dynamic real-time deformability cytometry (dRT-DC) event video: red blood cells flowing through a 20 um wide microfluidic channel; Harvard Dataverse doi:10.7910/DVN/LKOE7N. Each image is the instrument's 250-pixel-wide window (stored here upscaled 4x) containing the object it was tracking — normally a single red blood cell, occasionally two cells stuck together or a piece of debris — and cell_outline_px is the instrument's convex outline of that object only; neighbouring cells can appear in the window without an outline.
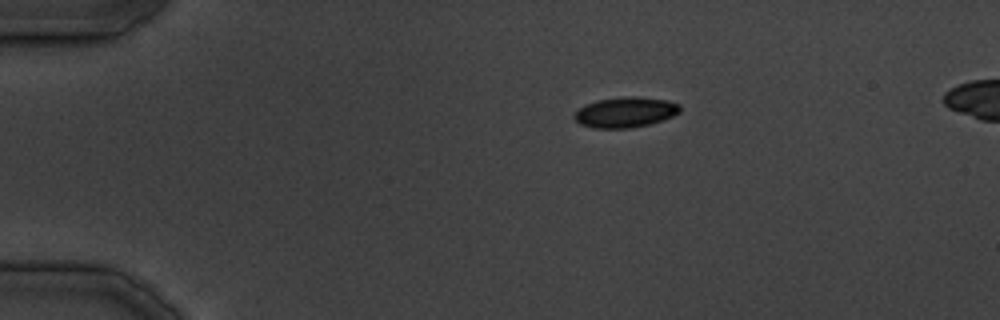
{"species": "common noctule bat (a hibernating species)", "species_latin": "Nyctalus noctula", "temperature_condition": "cold", "stored_images_in_passage": 32, "camera_frame_rate_fps": 3000, "um_per_image_px": 0.085, "animal": {"sex": "male", "body_mass_g": 19.5, "forearm_length_mm": 54.6}, "frame": {"image": 1, "passage_image": 1, "time_ms": 0.0, "image_size_px": [1000, 320], "cell_outline_px": [[680, 112], [664, 120], [648, 124], [628, 128], [592, 128], [580, 124], [572, 116], [584, 104], [596, 100], [624, 96], [636, 96], [668, 100], [680, 104]], "centroid_in_image_um": [53.15, 9.53], "position_along_channel_um": 31.8, "area_um2": 18.84}}
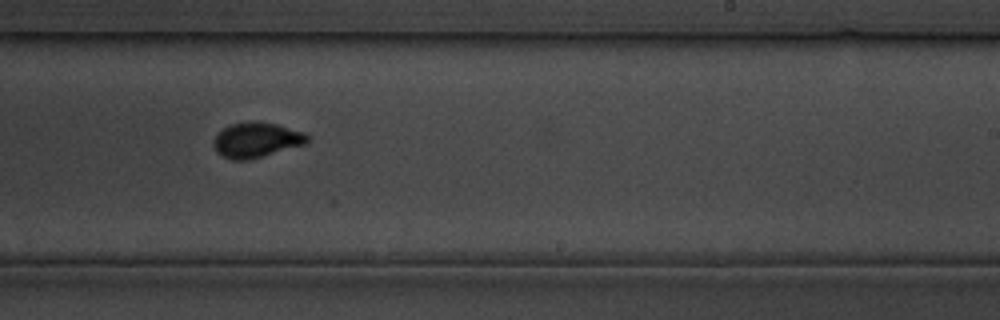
{"frame": {"image": 2, "passage_image": 17, "time_ms": 20.0, "image_size_px": [1000, 320], "cell_outline_px": [[308, 144], [248, 160], [232, 160], [220, 156], [216, 152], [212, 144], [216, 136], [224, 128], [232, 124], [252, 120], [276, 124], [304, 132], [308, 136]], "centroid_in_image_um": [21.8, 11.91], "position_along_channel_um": 267.2, "area_um2": 19.31}}
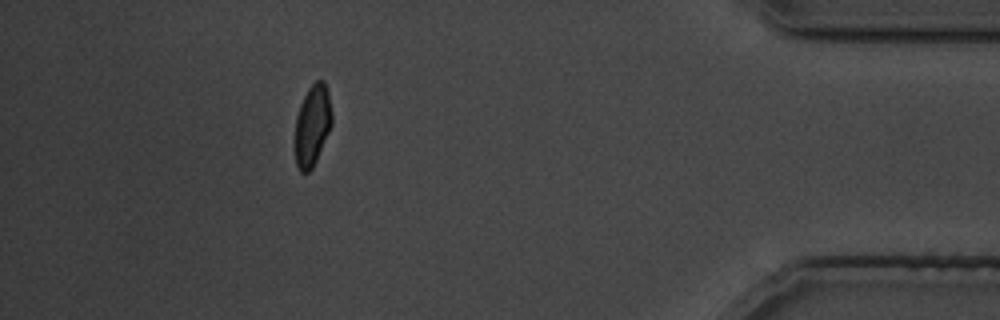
{"frame": {"image": 3, "passage_image": 27, "time_ms": 32.667, "image_size_px": [1000, 320], "cell_outline_px": [[332, 124], [316, 160], [312, 168], [308, 172], [300, 172], [296, 164], [296, 116], [300, 104], [308, 88], [316, 80], [324, 80], [328, 92], [332, 112]], "centroid_in_image_um": [26.56, 10.62], "position_along_channel_um": 408.6, "area_um2": 17.22}}